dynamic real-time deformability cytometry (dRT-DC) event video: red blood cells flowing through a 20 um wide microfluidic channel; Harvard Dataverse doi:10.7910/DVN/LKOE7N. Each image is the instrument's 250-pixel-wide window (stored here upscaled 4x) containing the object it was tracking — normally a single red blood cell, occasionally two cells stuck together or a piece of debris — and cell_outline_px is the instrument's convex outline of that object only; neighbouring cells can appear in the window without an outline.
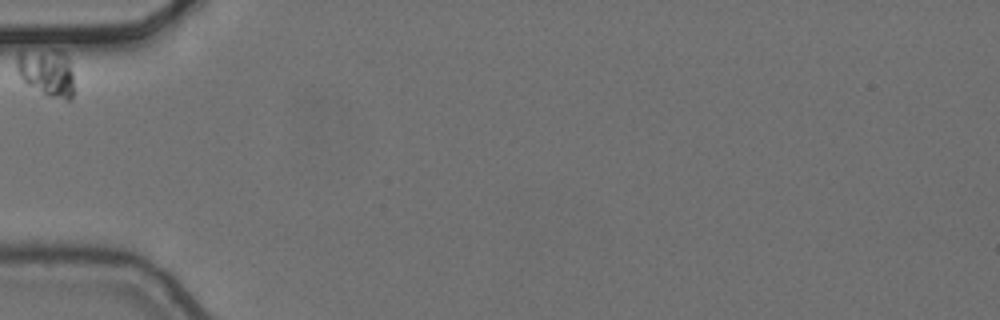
{"species": "common noctule bat (a hibernating species)", "species_latin": "Nyctalus noctula", "temperature_condition": "cold", "stored_images_in_passage": 1, "camera_frame_rate_fps": 3000, "um_per_image_px": 0.085, "animal": {"sex": "female", "body_mass_g": 24.6, "forearm_length_mm": 56.2}, "frame": {"image": 1, "passage_image": 1, "time_ms": 0.0, "image_size_px": [1000, 320], "cell_outline_px": [[72, 96], [68, 100], [48, 96], [28, 84], [20, 76], [16, 68], [16, 56], [20, 52], [52, 48], [64, 52], [68, 56], [72, 72]], "centroid_in_image_um": [3.97, 6.11], "position_along_channel_um": 81.0, "area_um2": 15.84}}